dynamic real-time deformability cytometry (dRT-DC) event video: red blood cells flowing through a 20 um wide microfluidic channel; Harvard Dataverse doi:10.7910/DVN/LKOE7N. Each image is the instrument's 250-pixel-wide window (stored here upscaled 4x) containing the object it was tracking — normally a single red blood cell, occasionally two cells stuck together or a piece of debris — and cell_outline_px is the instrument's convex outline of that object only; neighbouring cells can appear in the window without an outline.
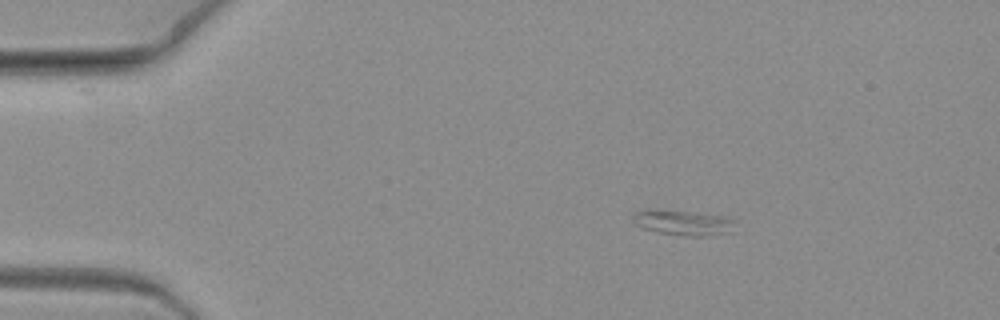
{"species": "common noctule bat (a hibernating species)", "species_latin": "Nyctalus noctula", "temperature_condition": "warm", "stored_images_in_passage": 4, "camera_frame_rate_fps": 3000, "um_per_image_px": 0.085, "animal": {"sex": "female", "body_mass_g": 19.3, "forearm_length_mm": 54.1}, "frame": {"image": 1, "passage_image": 1, "time_ms": 0.0, "image_size_px": [1000, 320], "cell_outline_px": [[736, 220], [724, 232], [712, 236], [684, 236], [656, 232], [640, 228], [632, 220], [632, 212], [688, 212], [728, 216]], "centroid_in_image_um": [58.05, 18.96], "position_along_channel_um": 26.9, "area_um2": 14.28}}
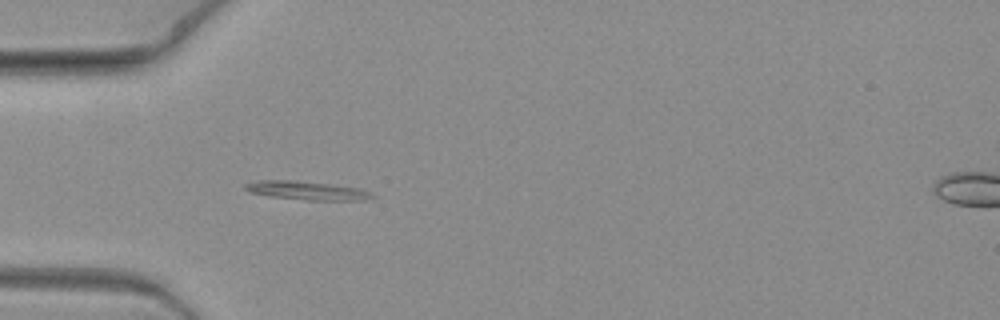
{"frame": {"image": 2, "passage_image": 4, "time_ms": 1.0, "image_size_px": [1000, 320], "cell_outline_px": [[376, 196], [364, 200], [308, 200], [272, 196], [252, 192], [244, 188], [244, 184], [256, 180], [296, 180], [360, 188], [372, 192]], "centroid_in_image_um": [26.13, 16.19], "position_along_channel_um": 58.9, "area_um2": 13.64}}